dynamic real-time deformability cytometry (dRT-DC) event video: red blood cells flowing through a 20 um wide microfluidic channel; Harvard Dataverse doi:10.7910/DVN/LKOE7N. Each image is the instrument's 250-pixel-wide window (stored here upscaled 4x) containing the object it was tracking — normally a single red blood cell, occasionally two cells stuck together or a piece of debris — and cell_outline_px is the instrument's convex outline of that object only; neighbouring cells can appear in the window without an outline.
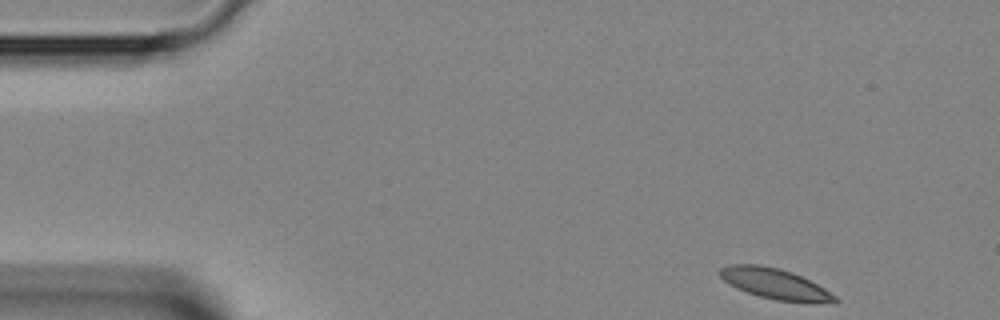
{"species": "Egyptian fruit bat (a non-hibernating species)", "species_latin": "Rousettus aegyptiacus", "temperature_condition": "room temperature", "stored_images_in_passage": 41, "camera_frame_rate_fps": 3000, "um_per_image_px": 0.085, "animal": {"sex": "female"}, "frame": {"image": 1, "passage_image": 1, "time_ms": 0.0, "image_size_px": [1000, 320], "cell_outline_px": [[840, 300], [836, 304], [808, 304], [776, 300], [760, 296], [736, 288], [728, 284], [720, 276], [720, 268], [728, 264], [760, 264], [780, 268], [792, 272], [824, 288], [836, 296]], "centroid_in_image_um": [65.94, 24.15], "position_along_channel_um": 19.1, "area_um2": 20.92}}
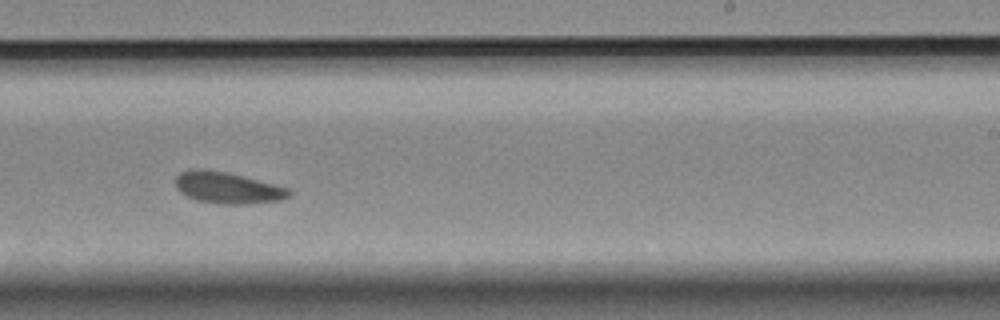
{"frame": {"image": 2, "passage_image": 24, "time_ms": 7.667, "image_size_px": [1000, 320], "cell_outline_px": [[292, 196], [280, 200], [244, 204], [224, 204], [196, 200], [180, 192], [176, 188], [176, 176], [180, 172], [192, 168], [200, 168], [224, 172], [276, 184], [292, 188]], "centroid_in_image_um": [19.37, 15.96], "position_along_channel_um": 269.6, "area_um2": 20.87}}
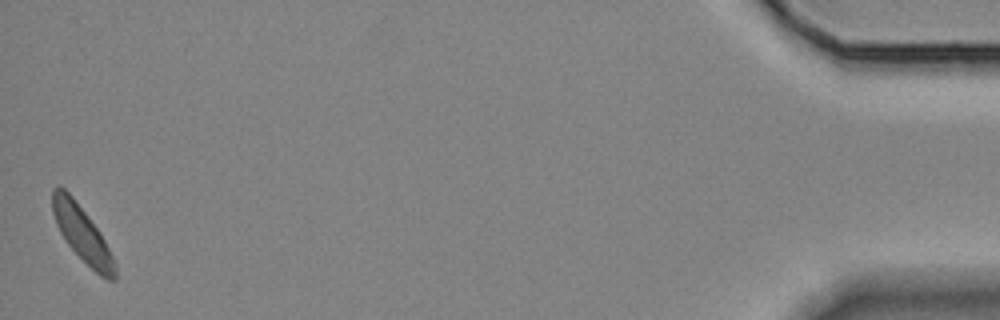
{"frame": {"image": 3, "passage_image": 41, "time_ms": 13.333, "image_size_px": [1000, 320], "cell_outline_px": [[116, 280], [108, 280], [100, 276], [68, 244], [60, 232], [56, 224], [52, 212], [52, 188], [56, 184], [60, 184], [72, 196], [100, 232], [116, 264]], "centroid_in_image_um": [6.96, 19.84], "position_along_channel_um": 428.2, "area_um2": 19.88}}